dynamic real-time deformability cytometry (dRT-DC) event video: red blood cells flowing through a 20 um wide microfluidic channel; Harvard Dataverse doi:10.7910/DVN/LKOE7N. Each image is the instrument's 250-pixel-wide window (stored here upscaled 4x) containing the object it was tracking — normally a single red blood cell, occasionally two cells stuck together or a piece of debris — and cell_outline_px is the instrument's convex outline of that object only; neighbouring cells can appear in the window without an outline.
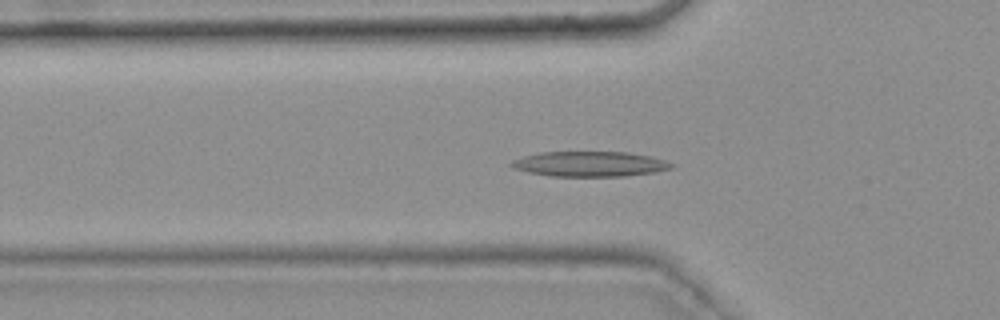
{"species": "common noctule bat (a hibernating species)", "species_latin": "Nyctalus noctula", "temperature_condition": "warm", "stored_images_in_passage": 33, "camera_frame_rate_fps": 3000, "um_per_image_px": 0.085, "animal": {"sex": "female", "body_mass_g": 25.1}, "frame": {"image": 1, "passage_image": 9, "time_ms": 2.667, "image_size_px": [1000, 320], "cell_outline_px": [[676, 164], [672, 168], [656, 172], [624, 176], [548, 176], [528, 172], [516, 168], [508, 164], [512, 160], [524, 156], [540, 152], [628, 152], [648, 156], [664, 160]], "centroid_in_image_um": [50.14, 13.94], "position_along_channel_um": 75.7, "area_um2": 23.41}}
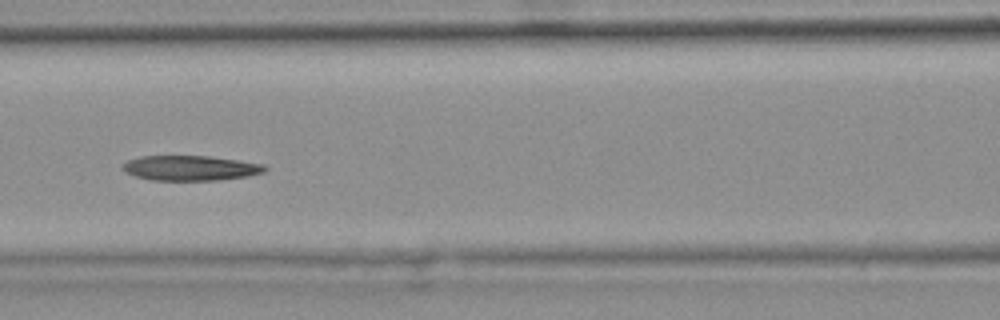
{"frame": {"image": 2, "passage_image": 15, "time_ms": 4.667, "image_size_px": [1000, 320], "cell_outline_px": [[268, 168], [264, 172], [248, 176], [216, 180], [152, 180], [136, 176], [124, 172], [120, 168], [128, 160], [140, 156], [208, 156], [264, 164]], "centroid_in_image_um": [16.17, 14.28], "position_along_channel_um": 150.4, "area_um2": 20.63}}
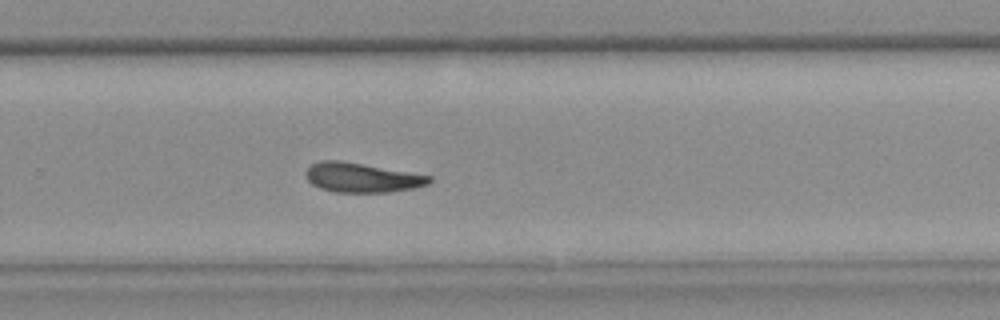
{"frame": {"image": 3, "passage_image": 27, "time_ms": 8.667, "image_size_px": [1000, 320], "cell_outline_px": [[432, 180], [428, 184], [412, 188], [388, 192], [332, 192], [320, 188], [312, 184], [308, 180], [304, 172], [312, 164], [320, 160], [340, 160], [432, 176]], "centroid_in_image_um": [30.72, 15.09], "position_along_channel_um": 299.1, "area_um2": 21.1}, "authors_computed_cell_mechanics": {"area_um2": 21.386, "velocity_mm_per_s": 3.7282, "shape_relaxation_time_tau1_ms": null, "shape_relaxation_time_tau2_ms": 8.3781, "deformation_change_tau1": null, "deformation_change_tau2": 0.1865}}